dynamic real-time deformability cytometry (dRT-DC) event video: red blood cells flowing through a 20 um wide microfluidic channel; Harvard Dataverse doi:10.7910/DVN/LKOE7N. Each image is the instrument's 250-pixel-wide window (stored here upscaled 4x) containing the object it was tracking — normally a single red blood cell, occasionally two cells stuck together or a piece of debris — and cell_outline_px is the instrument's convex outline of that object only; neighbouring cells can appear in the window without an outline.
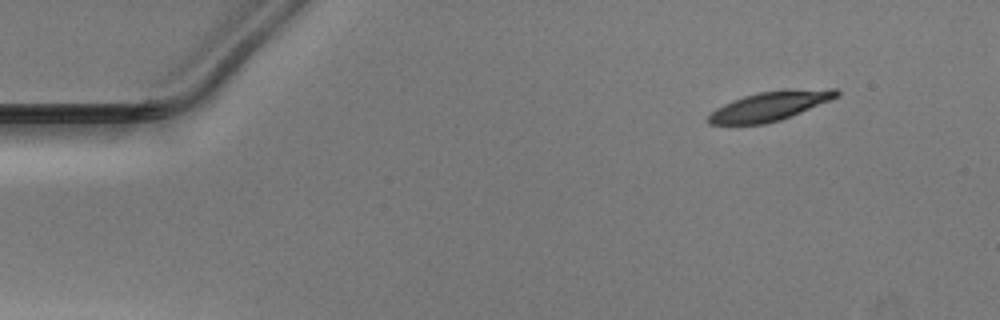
{"species": "Egyptian fruit bat (a non-hibernating species)", "species_latin": "Rousettus aegyptiacus", "temperature_condition": "warm", "stored_images_in_passage": 47, "camera_frame_rate_fps": 3000, "um_per_image_px": 0.085, "animal": {"sex": "male"}, "frame": {"image": 1, "passage_image": 1, "time_ms": 0.0, "image_size_px": [1000, 320], "cell_outline_px": [[840, 92], [836, 96], [828, 100], [800, 112], [780, 120], [764, 124], [708, 124], [708, 116], [716, 108], [732, 100], [744, 96], [760, 92], [784, 88], [836, 88]], "centroid_in_image_um": [65.44, 8.98], "position_along_channel_um": 19.6, "area_um2": 21.73}}
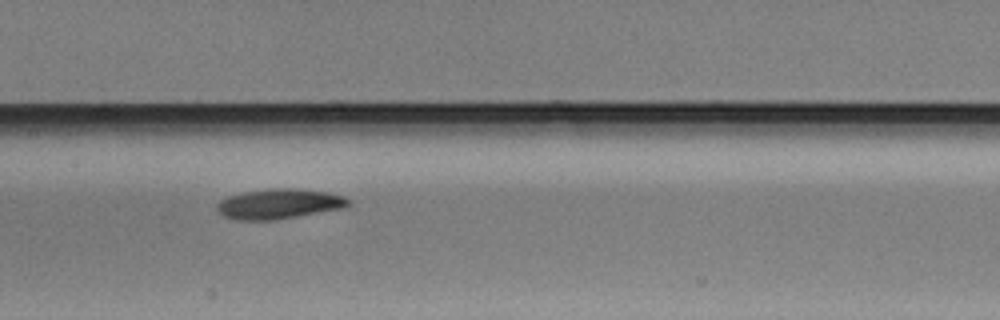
{"frame": {"image": 2, "passage_image": 21, "time_ms": 6.667, "image_size_px": [1000, 320], "cell_outline_px": [[352, 204], [344, 208], [276, 220], [236, 220], [224, 216], [216, 208], [216, 204], [220, 200], [228, 196], [244, 192], [272, 188], [296, 188], [328, 192], [344, 196]], "centroid_in_image_um": [23.73, 17.33], "position_along_channel_um": 183.7, "area_um2": 23.12}}
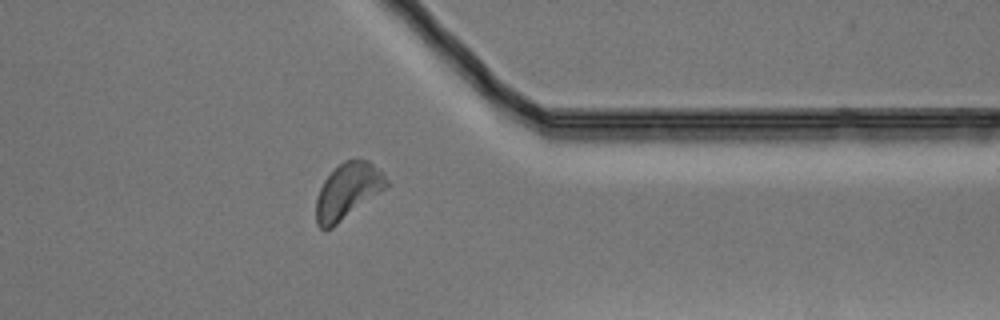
{"frame": {"image": 3, "passage_image": 37, "time_ms": 12.0, "image_size_px": [1000, 320], "cell_outline_px": [[388, 184], [380, 192], [332, 228], [320, 228], [316, 224], [316, 200], [320, 188], [324, 180], [344, 160], [368, 160], [384, 172], [388, 180]], "centroid_in_image_um": [29.56, 16.23], "position_along_channel_um": 381.8, "area_um2": 22.48}}